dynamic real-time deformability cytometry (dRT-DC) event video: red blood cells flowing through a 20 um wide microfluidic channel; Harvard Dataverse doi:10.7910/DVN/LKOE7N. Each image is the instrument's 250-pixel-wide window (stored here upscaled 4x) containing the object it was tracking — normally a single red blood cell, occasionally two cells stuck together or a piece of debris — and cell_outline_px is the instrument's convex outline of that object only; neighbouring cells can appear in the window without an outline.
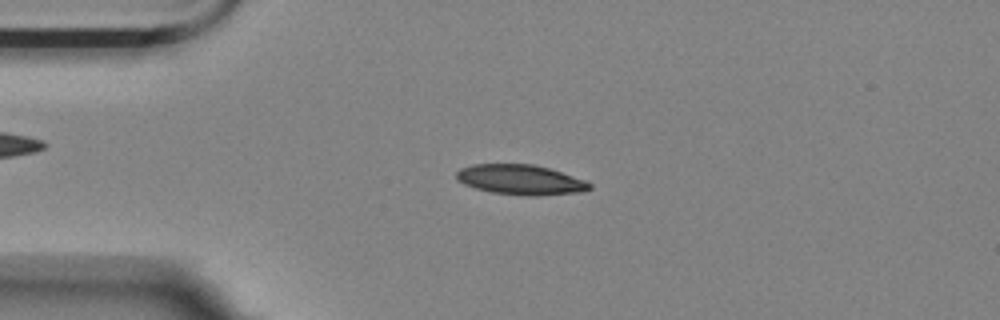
{"species": "Egyptian fruit bat (a non-hibernating species)", "species_latin": "Rousettus aegyptiacus", "temperature_condition": "room temperature", "stored_images_in_passage": 55, "camera_frame_rate_fps": 3000, "um_per_image_px": 0.085, "animal": {"sex": "female"}, "frame": {"image": 1, "passage_image": 12, "time_ms": 3.667, "image_size_px": [1000, 320], "cell_outline_px": [[592, 188], [580, 192], [536, 196], [528, 196], [492, 192], [476, 188], [464, 184], [456, 180], [456, 172], [460, 168], [472, 164], [532, 164], [548, 168], [584, 180], [592, 184]], "centroid_in_image_um": [44.21, 15.27], "position_along_channel_um": 40.8, "area_um2": 23.18}}
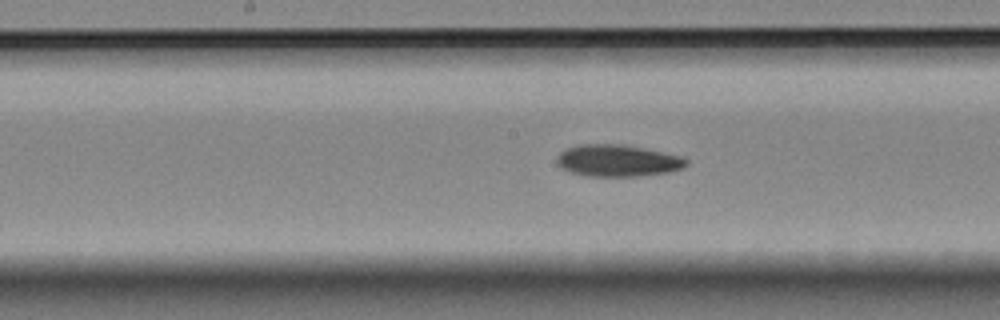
{"frame": {"image": 2, "passage_image": 27, "time_ms": 8.667, "image_size_px": [1000, 320], "cell_outline_px": [[688, 164], [684, 168], [668, 172], [636, 176], [588, 176], [572, 172], [560, 168], [556, 164], [556, 156], [564, 148], [576, 144], [620, 144], [644, 148], [684, 156], [688, 160]], "centroid_in_image_um": [52.48, 13.64], "position_along_channel_um": 195.7, "area_um2": 24.33}}
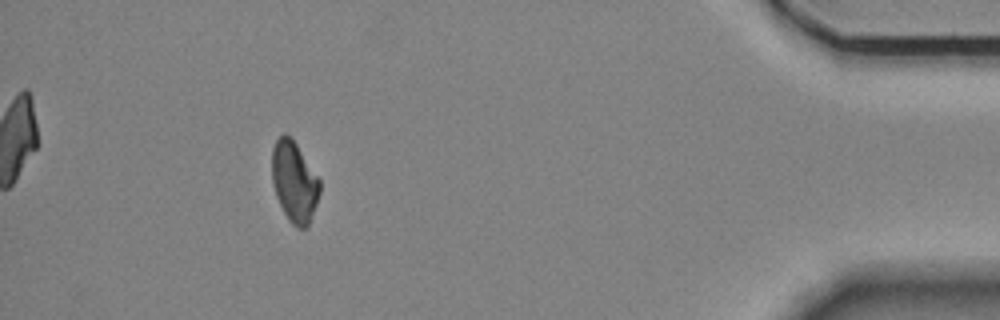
{"frame": {"image": 3, "passage_image": 50, "time_ms": 16.333, "image_size_px": [1000, 320], "cell_outline_px": [[320, 192], [308, 228], [296, 228], [288, 220], [276, 196], [272, 184], [272, 148], [276, 140], [284, 132], [296, 144], [320, 180]], "centroid_in_image_um": [25.01, 15.48], "position_along_channel_um": 410.2, "area_um2": 22.37}, "authors_computed_cell_mechanics": {"area_um2": 23.3512, "velocity_mm_per_s": 3.5363, "shape_relaxation_time_tau1_ms": 5.834, "shape_relaxation_time_tau2_ms": 8.9911, "deformation_change_tau1": 0.1308, "deformation_change_tau2": 0.164}}